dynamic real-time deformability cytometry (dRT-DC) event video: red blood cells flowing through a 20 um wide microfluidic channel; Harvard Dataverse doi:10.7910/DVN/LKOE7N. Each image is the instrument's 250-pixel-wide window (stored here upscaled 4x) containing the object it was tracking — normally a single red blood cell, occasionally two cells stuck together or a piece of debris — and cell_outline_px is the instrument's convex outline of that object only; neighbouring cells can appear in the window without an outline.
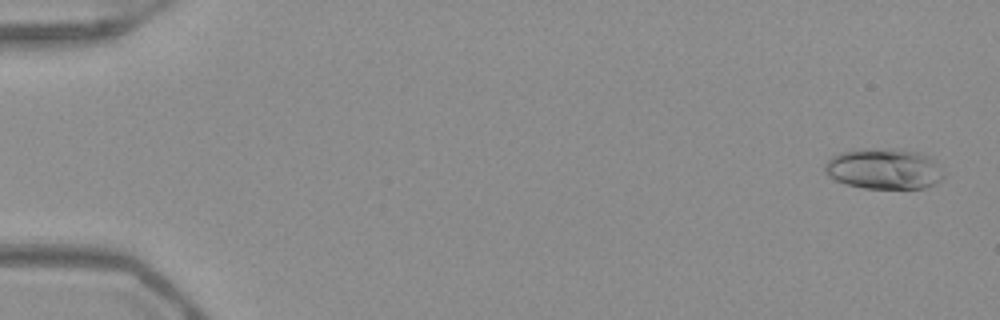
{"species": "Egyptian fruit bat (a non-hibernating species)", "species_latin": "Rousettus aegyptiacus", "temperature_condition": "warm", "stored_images_in_passage": 15, "camera_frame_rate_fps": 3000, "um_per_image_px": 0.085, "frame": {"image": 1, "passage_image": 2, "time_ms": 0.333, "image_size_px": [1000, 320], "cell_outline_px": [[944, 176], [936, 184], [924, 188], [864, 188], [844, 184], [828, 176], [824, 172], [824, 164], [832, 156], [840, 152], [864, 148], [872, 148], [916, 152], [928, 156], [936, 160], [944, 172]], "centroid_in_image_um": [75.12, 14.36], "position_along_channel_um": 9.9, "area_um2": 28.26}}
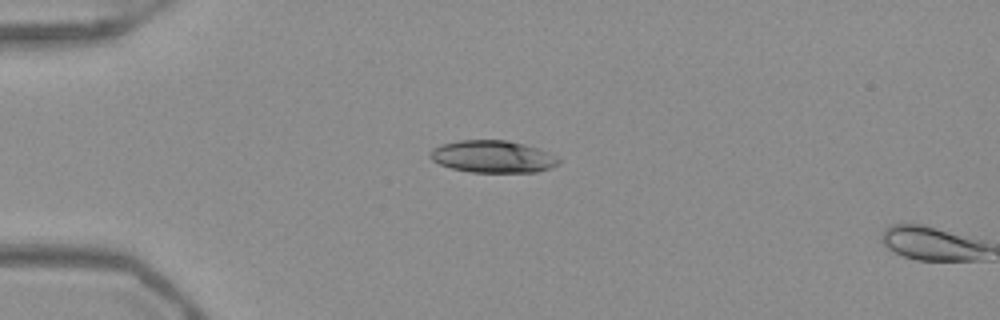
{"frame": {"image": 2, "passage_image": 14, "time_ms": 4.333, "image_size_px": [1000, 320], "cell_outline_px": [[560, 164], [536, 172], [472, 172], [452, 168], [440, 164], [432, 160], [428, 156], [428, 152], [432, 148], [440, 144], [460, 140], [504, 140], [524, 144], [540, 148], [556, 156], [560, 160]], "centroid_in_image_um": [41.86, 13.3], "position_along_channel_um": 43.1, "area_um2": 24.22}}